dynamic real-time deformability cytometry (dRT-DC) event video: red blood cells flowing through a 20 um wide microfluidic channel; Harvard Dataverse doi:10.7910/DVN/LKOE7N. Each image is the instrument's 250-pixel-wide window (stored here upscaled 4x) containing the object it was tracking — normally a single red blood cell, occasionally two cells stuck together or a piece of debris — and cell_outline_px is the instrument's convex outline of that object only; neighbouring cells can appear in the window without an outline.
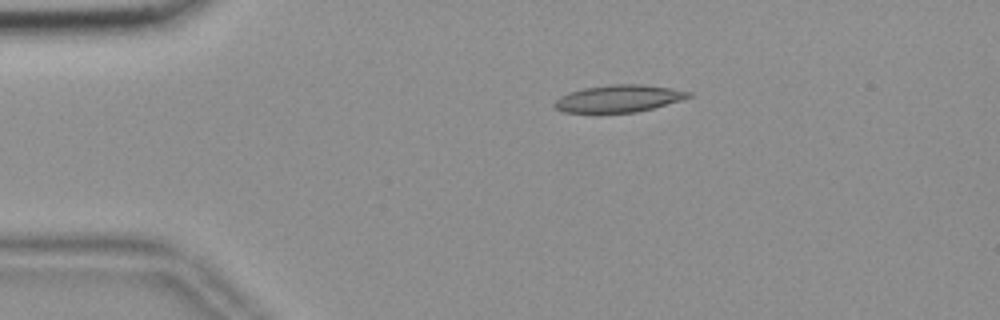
{"species": "common noctule bat (a hibernating species)", "species_latin": "Nyctalus noctula", "temperature_condition": "room temperature", "stored_images_in_passage": 45, "camera_frame_rate_fps": 3000, "um_per_image_px": 0.085, "animal": {"sex": "female", "body_mass_g": 18.4}, "frame": {"image": 1, "passage_image": 1, "time_ms": 0.0, "image_size_px": [1000, 320], "cell_outline_px": [[692, 96], [680, 100], [652, 108], [636, 112], [564, 112], [556, 108], [552, 104], [560, 96], [584, 88], [612, 84], [644, 84], [692, 92]], "centroid_in_image_um": [52.59, 8.37], "position_along_channel_um": 32.4, "area_um2": 20.87}}
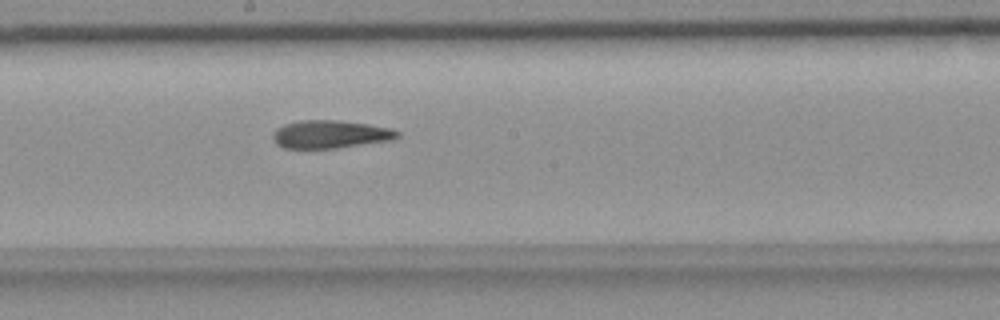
{"frame": {"image": 2, "passage_image": 20, "time_ms": 6.333, "image_size_px": [1000, 320], "cell_outline_px": [[400, 136], [388, 140], [336, 148], [284, 148], [276, 144], [272, 140], [272, 132], [276, 128], [284, 124], [300, 120], [336, 120], [368, 124], [392, 128], [400, 132]], "centroid_in_image_um": [28.02, 11.4], "position_along_channel_um": 220.2, "area_um2": 20.29}}
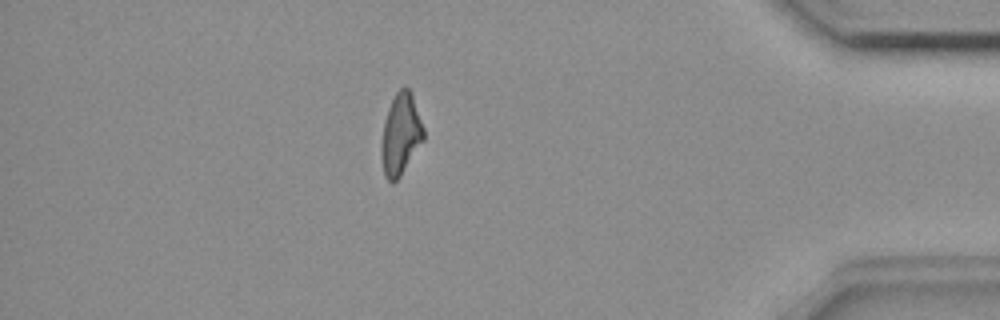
{"frame": {"image": 3, "passage_image": 38, "time_ms": 12.333, "image_size_px": [1000, 320], "cell_outline_px": [[424, 140], [400, 176], [392, 184], [384, 176], [380, 152], [380, 144], [384, 124], [388, 108], [396, 92], [400, 88], [408, 88], [412, 92], [424, 128]], "centroid_in_image_um": [34.05, 11.43], "position_along_channel_um": 401.1, "area_um2": 20.11}, "authors_computed_cell_mechanics": {"area_um2": 20.519, "velocity_mm_per_s": 3.6892, "shape_relaxation_time_tau1_ms": null, "shape_relaxation_time_tau2_ms": 7.0527, "deformation_change_tau1": null, "deformation_change_tau2": 0.1987}}